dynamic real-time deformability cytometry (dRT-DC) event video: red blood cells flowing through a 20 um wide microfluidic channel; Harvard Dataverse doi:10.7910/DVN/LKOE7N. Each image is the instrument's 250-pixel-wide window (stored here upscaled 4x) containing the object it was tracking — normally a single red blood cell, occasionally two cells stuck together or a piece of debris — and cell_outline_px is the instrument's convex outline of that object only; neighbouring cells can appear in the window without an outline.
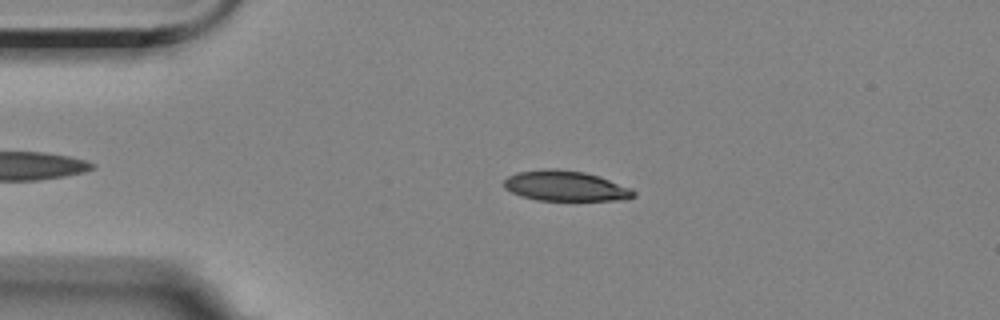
{"species": "Egyptian fruit bat (a non-hibernating species)", "species_latin": "Rousettus aegyptiacus", "temperature_condition": "room temperature", "stored_images_in_passage": 49, "camera_frame_rate_fps": 3000, "um_per_image_px": 0.085, "animal": {"sex": "female"}, "frame": {"image": 1, "passage_image": 11, "time_ms": 3.333, "image_size_px": [1000, 320], "cell_outline_px": [[636, 196], [628, 200], [536, 200], [520, 196], [504, 188], [504, 180], [508, 176], [516, 172], [544, 168], [556, 168], [584, 172], [600, 176], [632, 188], [636, 192]], "centroid_in_image_um": [48.08, 15.8], "position_along_channel_um": 36.9, "area_um2": 23.24}}
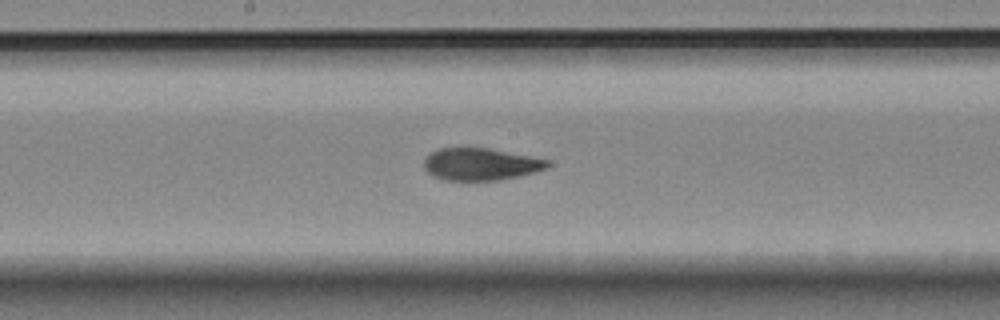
{"frame": {"image": 2, "passage_image": 28, "time_ms": 9.0, "image_size_px": [1000, 320], "cell_outline_px": [[548, 164], [544, 168], [532, 172], [516, 176], [496, 180], [444, 180], [432, 176], [424, 168], [424, 160], [432, 152], [440, 148], [488, 148], [548, 160]], "centroid_in_image_um": [40.77, 13.96], "position_along_channel_um": 207.4, "area_um2": 22.6}}
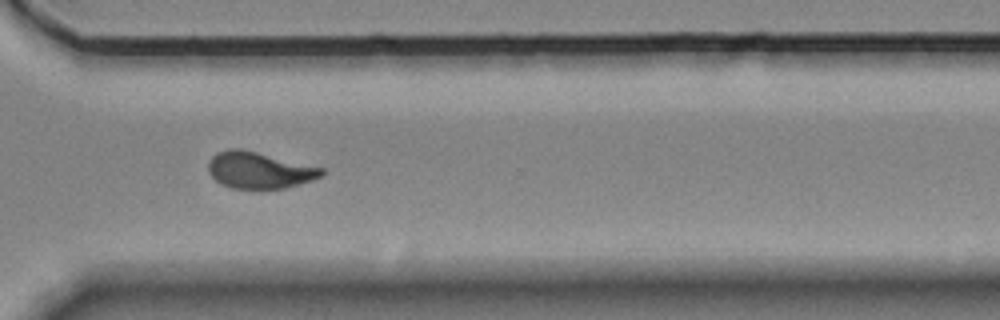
{"frame": {"image": 3, "passage_image": 40, "time_ms": 13.0, "image_size_px": [1000, 320], "cell_outline_px": [[324, 176], [312, 180], [284, 188], [232, 188], [220, 184], [208, 172], [208, 164], [212, 156], [216, 152], [228, 148], [244, 148], [324, 168]], "centroid_in_image_um": [22.03, 14.44], "position_along_channel_um": 348.6, "area_um2": 24.33}, "authors_computed_cell_mechanics": {"area_um2": 23.6402, "velocity_mm_per_s": 3.5327, "shape_relaxation_time_tau1_ms": 7.529, "shape_relaxation_time_tau2_ms": 1.8884, "deformation_change_tau1": 0.2051, "deformation_change_tau2": 0.0794}}